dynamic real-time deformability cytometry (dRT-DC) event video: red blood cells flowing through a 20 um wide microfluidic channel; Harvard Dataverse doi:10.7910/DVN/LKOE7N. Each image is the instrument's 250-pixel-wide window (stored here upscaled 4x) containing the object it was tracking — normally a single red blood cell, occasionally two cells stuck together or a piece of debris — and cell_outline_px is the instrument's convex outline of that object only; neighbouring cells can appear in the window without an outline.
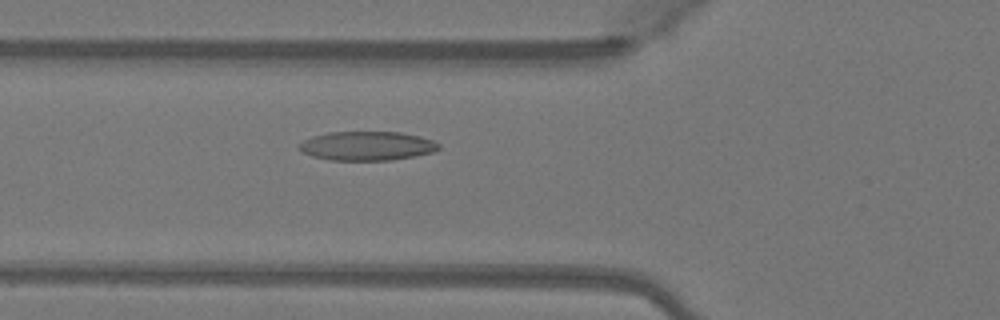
{"species": "Egyptian fruit bat (a non-hibernating species)", "species_latin": "Rousettus aegyptiacus", "temperature_condition": "warm", "stored_images_in_passage": 49, "camera_frame_rate_fps": 3000, "um_per_image_px": 0.085, "animal": {"sex": "female"}, "frame": {"image": 1, "passage_image": 18, "time_ms": 5.667, "image_size_px": [1000, 320], "cell_outline_px": [[440, 148], [432, 152], [392, 160], [328, 160], [312, 156], [296, 148], [296, 144], [312, 136], [328, 132], [400, 132], [420, 136], [432, 140], [440, 144]], "centroid_in_image_um": [31.15, 12.4], "position_along_channel_um": 94.7, "area_um2": 23.7}}
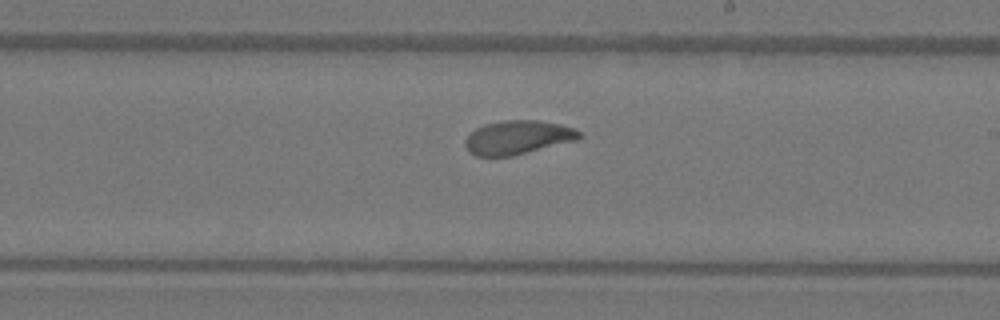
{"frame": {"image": 2, "passage_image": 29, "time_ms": 9.333, "image_size_px": [1000, 320], "cell_outline_px": [[580, 136], [576, 140], [512, 156], [476, 156], [468, 152], [464, 144], [464, 140], [476, 128], [484, 124], [504, 120], [536, 120], [560, 124], [572, 128], [580, 132]], "centroid_in_image_um": [43.96, 11.68], "position_along_channel_um": 245.0, "area_um2": 22.31}}
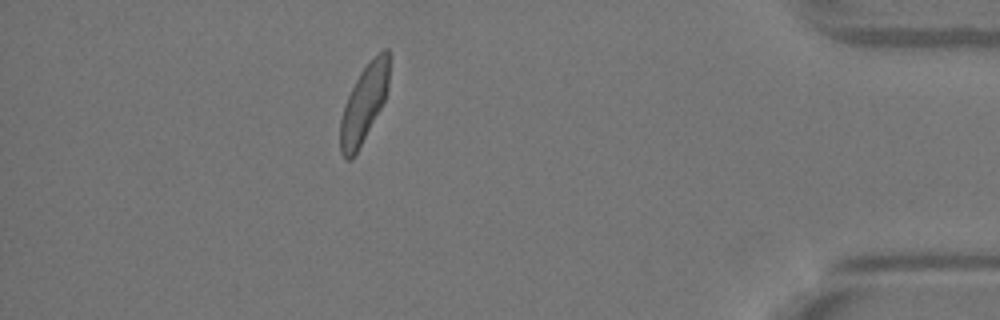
{"frame": {"image": 3, "passage_image": 44, "time_ms": 14.333, "image_size_px": [1000, 320], "cell_outline_px": [[388, 88], [384, 100], [380, 108], [356, 152], [348, 160], [344, 160], [340, 152], [340, 120], [344, 104], [360, 72], [372, 56], [376, 52], [384, 48], [388, 48]], "centroid_in_image_um": [30.92, 8.76], "position_along_channel_um": 404.3, "area_um2": 21.62}, "authors_computed_cell_mechanics": {"area_um2": 23.12, "velocity_mm_per_s": 4.0903, "shape_relaxation_time_tau1_ms": 3.5576, "shape_relaxation_time_tau2_ms": 1.6376, "deformation_change_tau1": 0.1402, "deformation_change_tau2": 0.0773}}